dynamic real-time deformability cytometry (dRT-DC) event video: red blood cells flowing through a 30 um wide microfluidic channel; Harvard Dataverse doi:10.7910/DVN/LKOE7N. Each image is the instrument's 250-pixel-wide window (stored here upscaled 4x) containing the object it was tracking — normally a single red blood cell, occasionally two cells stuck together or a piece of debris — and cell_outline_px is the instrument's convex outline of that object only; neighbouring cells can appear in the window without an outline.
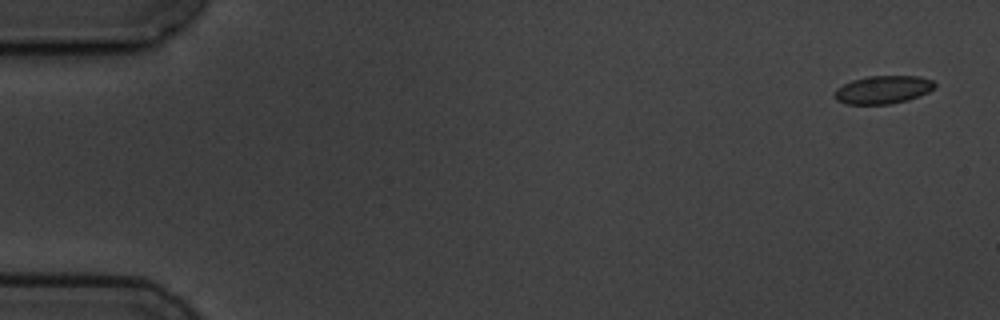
{"species": "common noctule bat (a hibernating species)", "species_latin": "Nyctalus noctula", "temperature_condition": "cold", "stored_images_in_passage": 5, "camera_frame_rate_fps": 3000, "um_per_image_px": 0.085, "animal": {"sex": "male", "body_mass_g": 19.5, "forearm_length_mm": 54.6}, "frame": {"image": 1, "passage_image": 1, "time_ms": 0.0, "image_size_px": [1000, 320], "cell_outline_px": [[936, 84], [928, 92], [908, 100], [892, 104], [844, 104], [836, 100], [832, 92], [836, 88], [852, 80], [868, 76], [920, 76], [932, 80]], "centroid_in_image_um": [75.01, 7.63], "position_along_channel_um": 10.0, "area_um2": 16.47}}
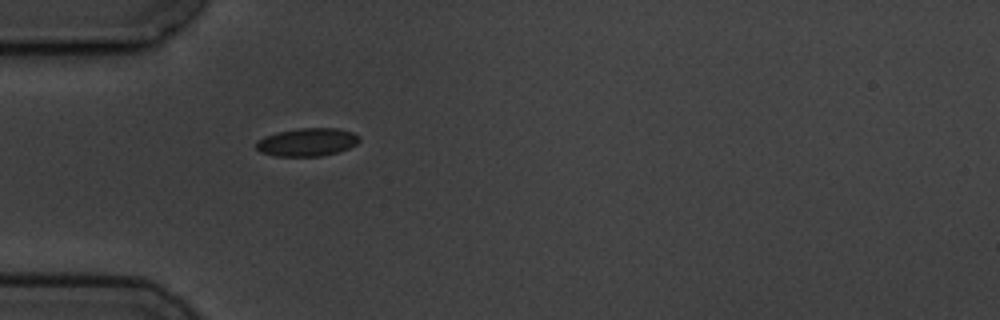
{"frame": {"image": 2, "passage_image": 5, "time_ms": 5.0, "image_size_px": [1000, 320], "cell_outline_px": [[360, 140], [356, 144], [348, 148], [336, 152], [320, 156], [276, 156], [260, 152], [256, 148], [256, 140], [264, 136], [276, 132], [300, 128], [336, 128], [352, 132], [360, 136]], "centroid_in_image_um": [26.08, 12.07], "position_along_channel_um": 58.9, "area_um2": 16.88}}